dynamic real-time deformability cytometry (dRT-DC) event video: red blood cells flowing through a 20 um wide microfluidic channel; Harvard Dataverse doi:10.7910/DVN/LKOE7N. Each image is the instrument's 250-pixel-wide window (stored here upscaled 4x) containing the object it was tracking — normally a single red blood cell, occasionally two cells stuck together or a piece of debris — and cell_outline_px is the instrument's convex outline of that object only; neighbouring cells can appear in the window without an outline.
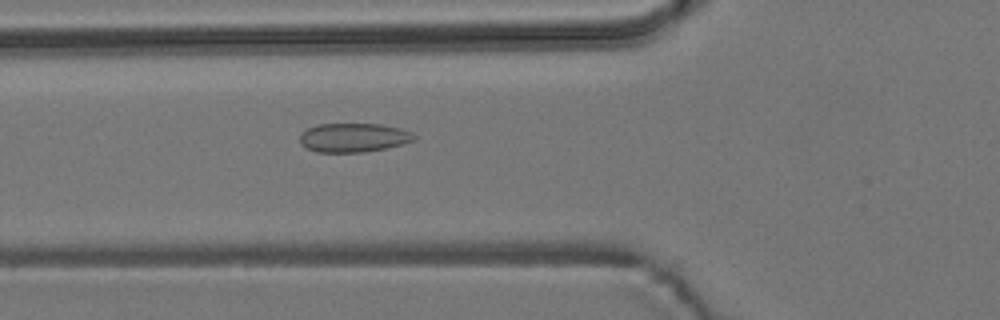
{"species": "common noctule bat (a hibernating species)", "species_latin": "Nyctalus noctula", "temperature_condition": "room temperature", "stored_images_in_passage": 5, "camera_frame_rate_fps": 3000, "um_per_image_px": 0.085, "animal": {"sex": "male", "body_mass_g": 19.2, "forearm_length_mm": 51.8}, "frame": {"image": 1, "passage_image": 5, "time_ms": 4.667, "image_size_px": [1000, 320], "cell_outline_px": [[416, 136], [412, 140], [400, 144], [384, 148], [364, 152], [316, 152], [300, 144], [300, 136], [308, 128], [316, 124], [380, 124], [400, 128], [412, 132]], "centroid_in_image_um": [30.02, 11.69], "position_along_channel_um": 95.8, "area_um2": 19.07}}